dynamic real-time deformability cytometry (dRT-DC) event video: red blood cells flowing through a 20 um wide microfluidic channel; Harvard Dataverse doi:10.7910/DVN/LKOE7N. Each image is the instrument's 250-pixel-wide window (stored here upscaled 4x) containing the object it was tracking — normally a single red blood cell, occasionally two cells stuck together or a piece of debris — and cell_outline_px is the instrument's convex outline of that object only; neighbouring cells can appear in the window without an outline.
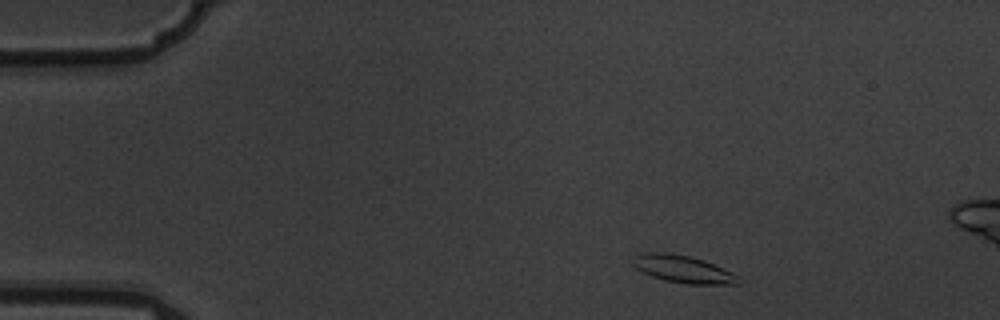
{"species": "common noctule bat (a hibernating species)", "species_latin": "Nyctalus noctula", "temperature_condition": "warm", "stored_images_in_passage": 4, "camera_frame_rate_fps": 3000, "um_per_image_px": 0.085, "animal": {"sex": "male", "body_mass_g": 19.5, "forearm_length_mm": 54.6}, "frame": {"image": 1, "passage_image": 1, "time_ms": 0.0, "image_size_px": [1000, 320], "cell_outline_px": [[740, 284], [688, 284], [664, 280], [652, 276], [636, 268], [632, 264], [632, 260], [636, 256], [644, 252], [664, 252], [692, 256], [704, 260], [732, 272], [740, 276]], "centroid_in_image_um": [58.09, 22.87], "position_along_channel_um": 26.9, "area_um2": 16.88}}